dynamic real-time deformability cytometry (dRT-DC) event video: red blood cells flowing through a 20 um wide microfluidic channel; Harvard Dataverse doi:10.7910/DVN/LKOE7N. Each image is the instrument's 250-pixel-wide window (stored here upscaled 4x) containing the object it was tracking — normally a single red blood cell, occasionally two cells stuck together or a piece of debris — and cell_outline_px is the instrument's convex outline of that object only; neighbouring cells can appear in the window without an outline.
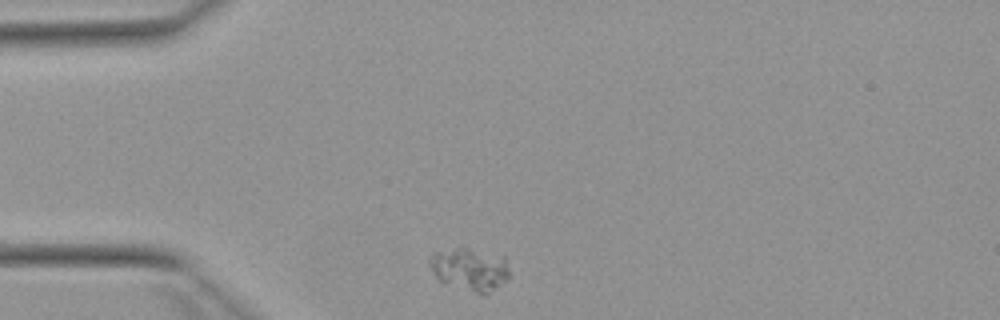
{"species": "Egyptian fruit bat (a non-hibernating species)", "species_latin": "Rousettus aegyptiacus", "temperature_condition": "warm", "stored_images_in_passage": 33, "camera_frame_rate_fps": 3000, "um_per_image_px": 0.085, "animal": {"sex": "female"}, "frame": {"image": 1, "passage_image": 1, "time_ms": 0.0, "image_size_px": [1000, 320], "cell_outline_px": [[508, 276], [504, 280], [488, 292], [476, 292], [440, 280], [432, 272], [428, 260], [436, 252], [456, 248], [464, 248], [504, 256], [508, 268]], "centroid_in_image_um": [39.91, 22.84], "position_along_channel_um": 45.1, "area_um2": 18.79}}
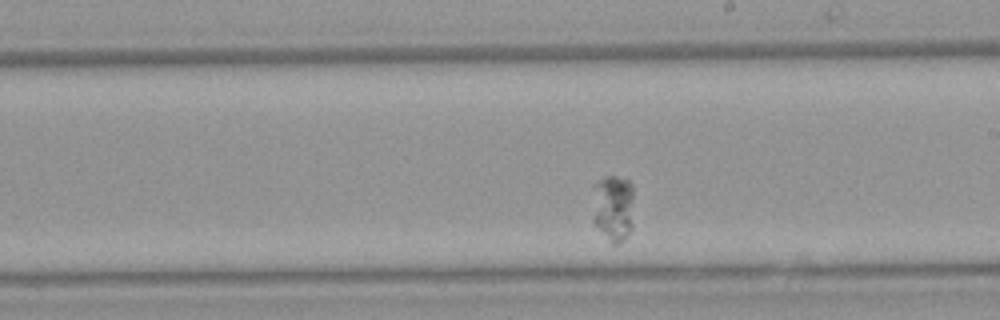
{"frame": {"image": 2, "passage_image": 19, "time_ms": 6.0, "image_size_px": [1000, 320], "cell_outline_px": [[632, 228], [624, 240], [620, 244], [612, 244], [592, 220], [592, 184], [604, 176], [616, 176], [628, 180], [632, 184]], "centroid_in_image_um": [52.09, 17.64], "position_along_channel_um": 236.9, "area_um2": 16.59}}
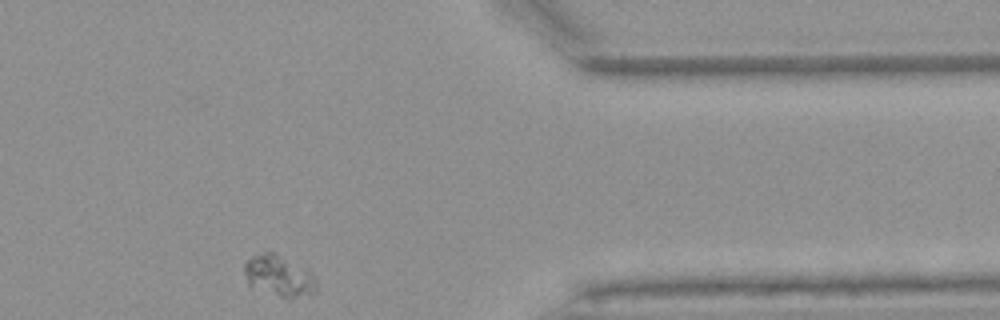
{"frame": {"image": 3, "passage_image": 33, "time_ms": 10.667, "image_size_px": [1000, 320], "cell_outline_px": [[316, 292], [312, 296], [288, 300], [248, 288], [244, 272], [244, 264], [252, 256], [268, 252], [276, 252], [308, 268], [312, 272], [316, 280]], "centroid_in_image_um": [23.74, 23.51], "position_along_channel_um": 387.7, "area_um2": 18.38}}